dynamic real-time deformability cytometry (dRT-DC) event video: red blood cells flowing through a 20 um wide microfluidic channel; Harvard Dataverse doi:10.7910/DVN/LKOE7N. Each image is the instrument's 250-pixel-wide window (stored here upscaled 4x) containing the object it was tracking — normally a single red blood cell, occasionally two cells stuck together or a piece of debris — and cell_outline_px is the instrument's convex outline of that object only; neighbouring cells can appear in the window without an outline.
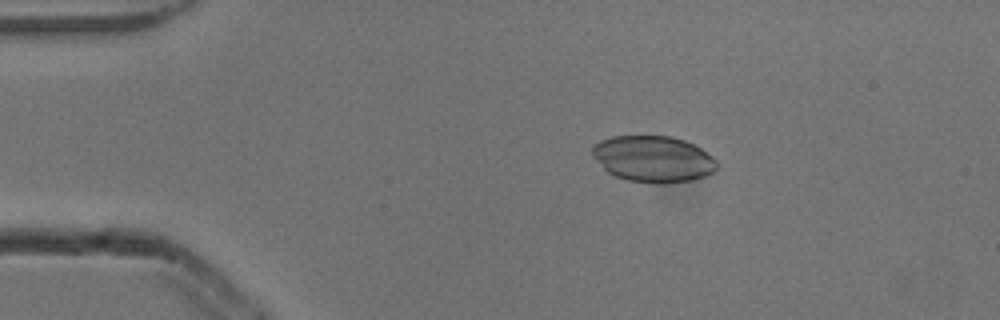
{"species": "common noctule bat (a hibernating species)", "species_latin": "Nyctalus noctula", "temperature_condition": "cold", "stored_images_in_passage": 4, "camera_frame_rate_fps": 3000, "um_per_image_px": 0.085, "animal": {"sex": "male", "body_mass_g": 13.3}, "frame": {"image": 1, "passage_image": 3, "time_ms": 0.667, "image_size_px": [1000, 320], "cell_outline_px": [[716, 168], [712, 172], [704, 176], [692, 180], [660, 184], [628, 180], [616, 176], [608, 172], [592, 156], [592, 148], [600, 140], [612, 136], [672, 136], [696, 144], [712, 156], [716, 160]], "centroid_in_image_um": [55.53, 13.5], "position_along_channel_um": 29.5, "area_um2": 33.58}}